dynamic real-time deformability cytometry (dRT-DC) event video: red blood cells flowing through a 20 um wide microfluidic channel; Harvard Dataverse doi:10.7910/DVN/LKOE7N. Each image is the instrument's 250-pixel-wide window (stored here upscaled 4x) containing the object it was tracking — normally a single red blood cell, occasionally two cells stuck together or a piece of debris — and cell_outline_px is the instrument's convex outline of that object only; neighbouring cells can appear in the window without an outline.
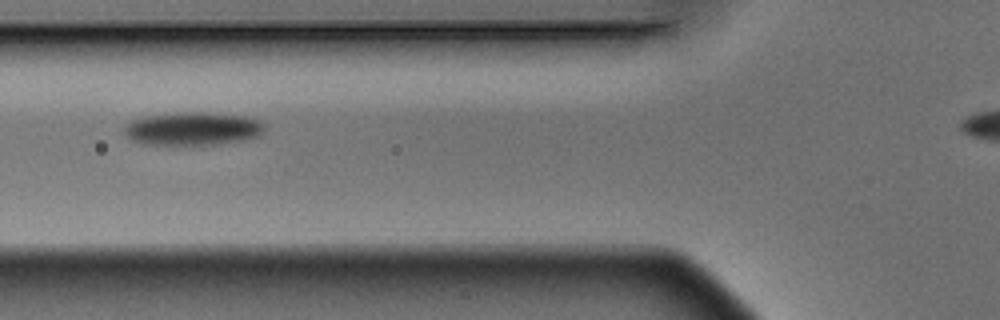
{"species": "Egyptian fruit bat (a non-hibernating species)", "species_latin": "Rousettus aegyptiacus", "temperature_condition": "warm", "stored_images_in_passage": 4, "segment_of_instrument_passage": [1, 2], "camera_frame_rate_fps": 3000, "um_per_image_px": 0.085, "animal": {"sex": "male"}, "frame": {"image": 1, "passage_image": 3, "time_ms": 0.667, "image_size_px": [1000, 320], "cell_outline_px": [[264, 132], [260, 136], [244, 140], [216, 144], [144, 144], [132, 140], [124, 132], [124, 128], [132, 120], [144, 116], [184, 112], [204, 112], [244, 116], [256, 120], [264, 124]], "centroid_in_image_um": [16.4, 10.94], "position_along_channel_um": 109.4, "area_um2": 26.88}}